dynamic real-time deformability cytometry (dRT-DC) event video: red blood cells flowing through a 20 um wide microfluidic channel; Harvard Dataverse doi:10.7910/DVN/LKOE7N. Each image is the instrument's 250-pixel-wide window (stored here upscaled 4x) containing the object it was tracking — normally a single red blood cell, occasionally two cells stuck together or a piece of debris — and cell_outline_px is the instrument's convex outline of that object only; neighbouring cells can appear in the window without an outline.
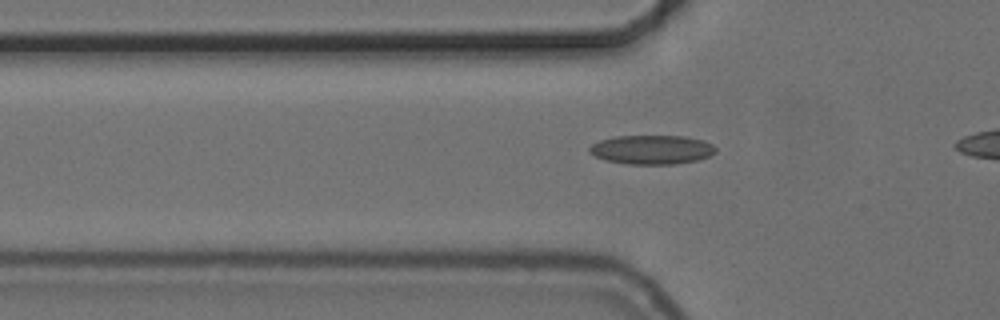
{"species": "common noctule bat (a hibernating species)", "species_latin": "Nyctalus noctula", "temperature_condition": "cold", "stored_images_in_passage": 36, "camera_frame_rate_fps": 3000, "um_per_image_px": 0.085, "animal": {"sex": "female", "body_mass_g": 24.6, "forearm_length_mm": 56.2}, "frame": {"image": 1, "passage_image": 9, "time_ms": 2.667, "image_size_px": [1000, 320], "cell_outline_px": [[716, 152], [708, 156], [696, 160], [676, 164], [628, 164], [604, 160], [588, 152], [588, 148], [592, 144], [600, 140], [616, 136], [684, 136], [704, 140], [712, 144], [716, 148]], "centroid_in_image_um": [55.39, 12.72], "position_along_channel_um": 70.4, "area_um2": 21.44}}
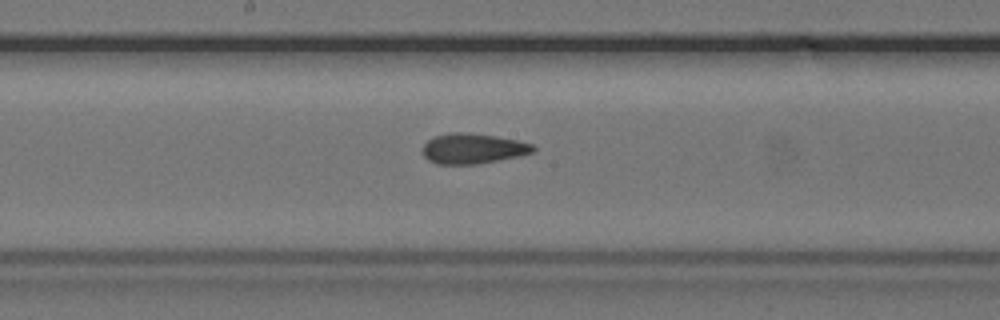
{"frame": {"image": 2, "passage_image": 20, "time_ms": 6.333, "image_size_px": [1000, 320], "cell_outline_px": [[536, 152], [520, 156], [476, 164], [436, 164], [428, 160], [424, 156], [424, 144], [428, 140], [436, 136], [448, 132], [468, 132], [496, 136], [516, 140], [532, 144], [536, 148]], "centroid_in_image_um": [40.22, 12.62], "position_along_channel_um": 208.0, "area_um2": 19.54}}
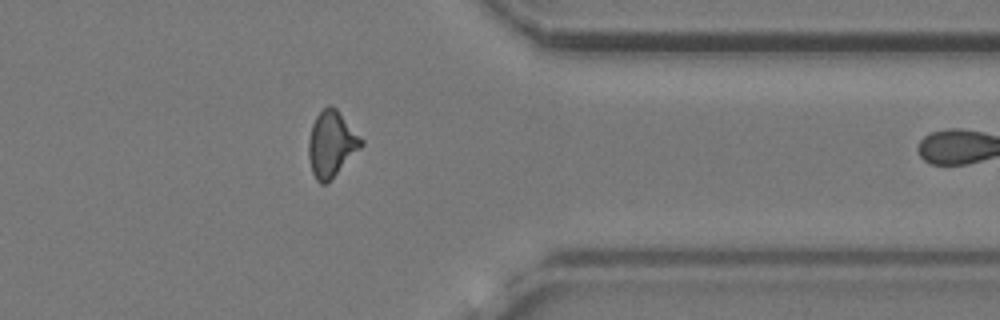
{"frame": {"image": 3, "passage_image": 35, "time_ms": 11.333, "image_size_px": [1000, 320], "cell_outline_px": [[364, 144], [324, 184], [320, 184], [316, 180], [312, 172], [308, 156], [308, 140], [312, 124], [316, 116], [328, 104], [332, 104], [336, 108], [364, 140]], "centroid_in_image_um": [28.15, 12.19], "position_along_channel_um": 383.2, "area_um2": 19.83}}